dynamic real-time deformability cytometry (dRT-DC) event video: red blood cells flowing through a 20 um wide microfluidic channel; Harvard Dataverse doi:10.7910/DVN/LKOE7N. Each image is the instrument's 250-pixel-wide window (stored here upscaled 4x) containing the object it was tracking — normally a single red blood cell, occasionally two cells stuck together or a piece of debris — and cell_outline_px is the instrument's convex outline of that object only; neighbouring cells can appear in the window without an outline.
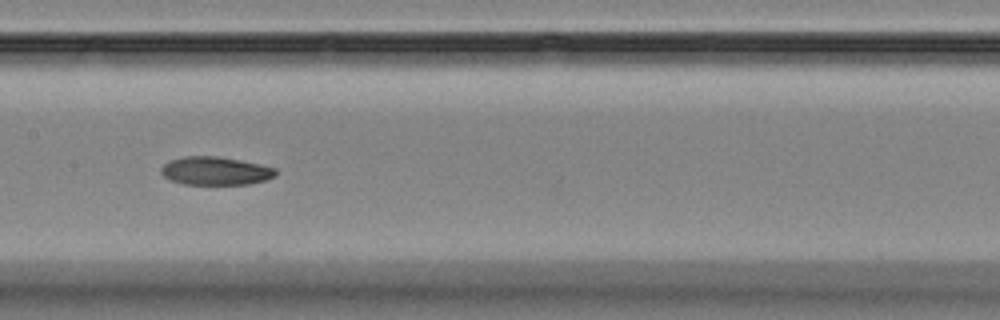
{"species": "Egyptian fruit bat (a non-hibernating species)", "species_latin": "Rousettus aegyptiacus", "temperature_condition": "room temperature", "stored_images_in_passage": 11, "camera_frame_rate_fps": 3000, "um_per_image_px": 0.085, "animal": {"sex": "female"}, "frame": {"image": 1, "passage_image": 8, "time_ms": 8.667, "image_size_px": [1000, 320], "cell_outline_px": [[276, 176], [264, 180], [248, 184], [184, 184], [172, 180], [164, 176], [160, 172], [160, 168], [168, 160], [184, 156], [216, 156], [240, 160], [260, 164], [276, 168]], "centroid_in_image_um": [18.29, 14.52], "position_along_channel_um": 189.1, "area_um2": 18.84}}
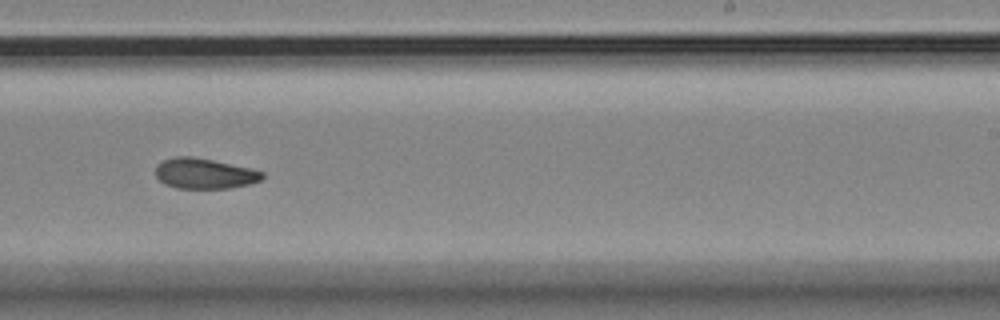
{"frame": {"image": 2, "passage_image": 10, "time_ms": 11.0, "image_size_px": [1000, 320], "cell_outline_px": [[264, 176], [260, 180], [248, 184], [228, 188], [176, 188], [164, 184], [156, 176], [156, 164], [164, 160], [176, 156], [192, 156], [212, 160], [248, 168], [264, 172]], "centroid_in_image_um": [17.34, 14.75], "position_along_channel_um": 271.7, "area_um2": 18.73}}
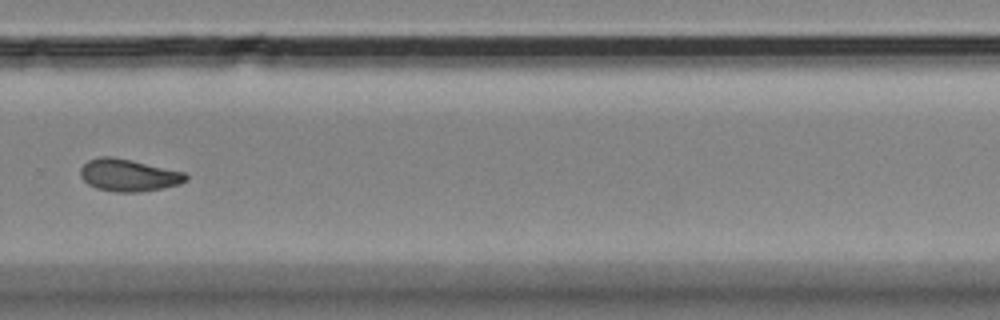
{"frame": {"image": 3, "passage_image": 11, "time_ms": 12.333, "image_size_px": [1000, 320], "cell_outline_px": [[188, 180], [180, 184], [140, 192], [112, 192], [96, 188], [88, 184], [80, 176], [80, 168], [88, 160], [100, 156], [112, 156], [132, 160], [184, 172], [188, 176]], "centroid_in_image_um": [10.91, 14.89], "position_along_channel_um": 318.9, "area_um2": 19.88}}